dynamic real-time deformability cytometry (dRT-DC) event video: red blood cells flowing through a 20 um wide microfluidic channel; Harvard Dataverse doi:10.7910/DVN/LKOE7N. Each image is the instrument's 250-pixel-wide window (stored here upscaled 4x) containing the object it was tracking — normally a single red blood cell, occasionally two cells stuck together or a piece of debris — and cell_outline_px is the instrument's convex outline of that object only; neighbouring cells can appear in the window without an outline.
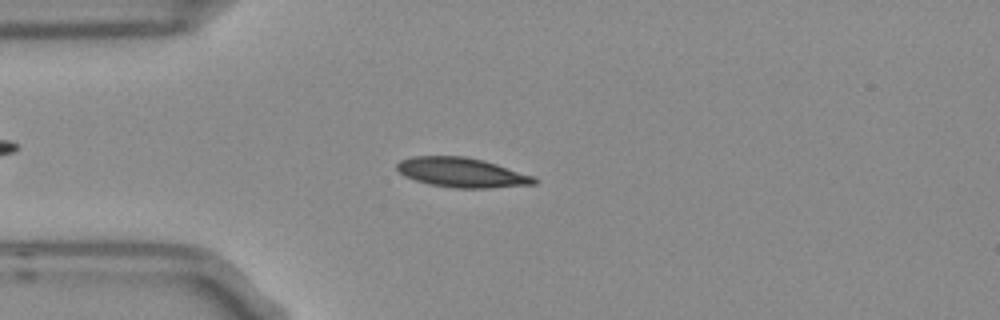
{"species": "Egyptian fruit bat (a non-hibernating species)", "species_latin": "Rousettus aegyptiacus", "temperature_condition": "room temperature", "stored_images_in_passage": 3, "camera_frame_rate_fps": 3000, "um_per_image_px": 0.085, "frame": {"image": 1, "passage_image": 3, "time_ms": 0.667, "image_size_px": [1000, 320], "cell_outline_px": [[540, 180], [536, 184], [488, 188], [456, 188], [428, 184], [404, 176], [396, 168], [396, 164], [400, 160], [412, 156], [464, 156], [484, 160], [536, 176]], "centroid_in_image_um": [39.29, 14.66], "position_along_channel_um": 45.7, "area_um2": 23.93}}